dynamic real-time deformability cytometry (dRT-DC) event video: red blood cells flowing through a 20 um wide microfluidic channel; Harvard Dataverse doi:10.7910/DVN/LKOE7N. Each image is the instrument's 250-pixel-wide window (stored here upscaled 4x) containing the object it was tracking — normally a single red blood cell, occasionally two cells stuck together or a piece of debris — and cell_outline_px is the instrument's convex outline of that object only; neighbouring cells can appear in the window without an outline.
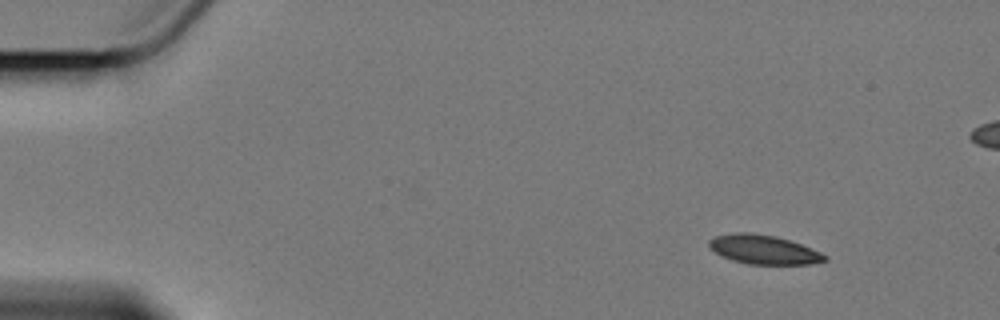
{"species": "Egyptian fruit bat (a non-hibernating species)", "species_latin": "Rousettus aegyptiacus", "temperature_condition": "cold", "stored_images_in_passage": 5, "camera_frame_rate_fps": 3000, "um_per_image_px": 0.085, "animal": {"sex": "female"}, "frame": {"image": 1, "passage_image": 1, "time_ms": 0.0, "image_size_px": [1000, 320], "cell_outline_px": [[828, 260], [808, 264], [748, 264], [732, 260], [716, 252], [708, 244], [708, 240], [716, 236], [736, 232], [748, 232], [776, 236], [800, 244], [820, 252], [828, 256]], "centroid_in_image_um": [64.92, 21.21], "position_along_channel_um": 20.1, "area_um2": 19.36}}